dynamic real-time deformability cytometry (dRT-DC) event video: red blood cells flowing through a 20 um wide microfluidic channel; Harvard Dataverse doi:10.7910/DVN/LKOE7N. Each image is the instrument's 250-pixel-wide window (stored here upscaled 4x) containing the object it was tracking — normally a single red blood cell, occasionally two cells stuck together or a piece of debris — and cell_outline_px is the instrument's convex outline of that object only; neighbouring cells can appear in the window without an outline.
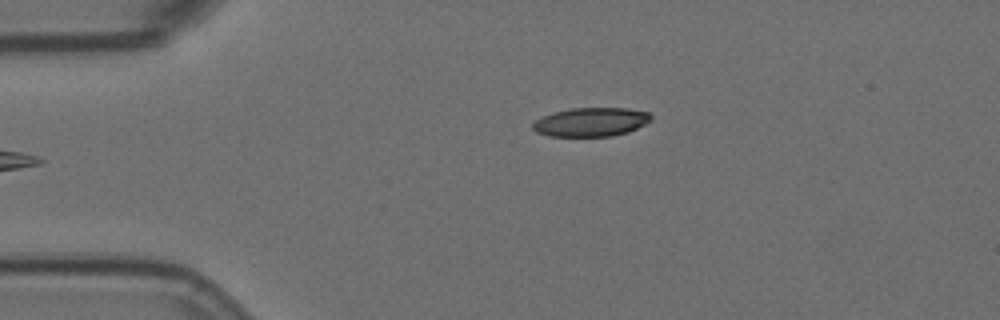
{"species": "Egyptian fruit bat (a non-hibernating species)", "species_latin": "Rousettus aegyptiacus", "temperature_condition": "room temperature", "stored_images_in_passage": 5, "camera_frame_rate_fps": 3000, "um_per_image_px": 0.085, "animal": {"sex": "female"}, "frame": {"image": 1, "passage_image": 5, "time_ms": 1.333, "image_size_px": [1000, 320], "cell_outline_px": [[652, 120], [628, 132], [612, 136], [548, 136], [536, 132], [532, 128], [532, 124], [536, 120], [544, 116], [556, 112], [572, 108], [624, 108], [648, 112], [652, 116]], "centroid_in_image_um": [50.24, 10.38], "position_along_channel_um": 34.8, "area_um2": 19.71}}